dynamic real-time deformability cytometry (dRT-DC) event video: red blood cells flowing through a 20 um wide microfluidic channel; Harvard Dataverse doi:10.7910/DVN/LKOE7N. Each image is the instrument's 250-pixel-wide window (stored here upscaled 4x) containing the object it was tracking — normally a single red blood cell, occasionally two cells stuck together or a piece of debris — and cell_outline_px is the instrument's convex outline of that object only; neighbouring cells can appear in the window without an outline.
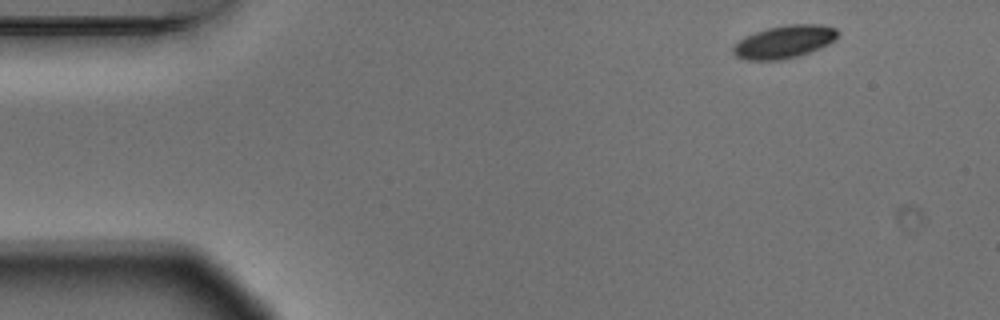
{"species": "Egyptian fruit bat (a non-hibernating species)", "species_latin": "Rousettus aegyptiacus", "temperature_condition": "warm", "stored_images_in_passage": 7, "camera_frame_rate_fps": 3000, "um_per_image_px": 0.085, "animal": {"sex": "male"}, "frame": {"image": 1, "passage_image": 1, "time_ms": 0.0, "image_size_px": [1000, 320], "cell_outline_px": [[840, 32], [836, 40], [820, 48], [800, 56], [784, 60], [744, 60], [736, 56], [732, 52], [732, 48], [744, 36], [768, 28], [788, 24], [820, 24], [836, 28]], "centroid_in_image_um": [66.69, 3.56], "position_along_channel_um": 18.3, "area_um2": 20.23}}
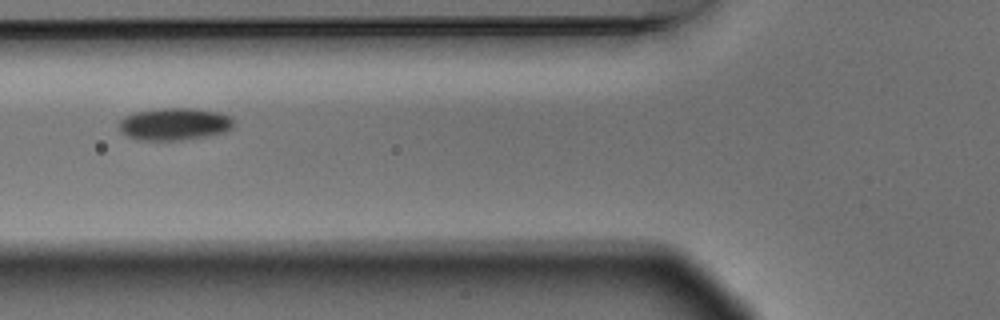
{"frame": {"image": 2, "passage_image": 5, "time_ms": 1.333, "image_size_px": [1000, 320], "cell_outline_px": [[232, 128], [224, 132], [208, 136], [176, 140], [140, 140], [128, 136], [120, 132], [120, 120], [124, 116], [132, 112], [160, 108], [192, 108], [220, 112], [228, 116], [232, 120]], "centroid_in_image_um": [14.79, 10.53], "position_along_channel_um": 111.0, "area_um2": 21.56}}
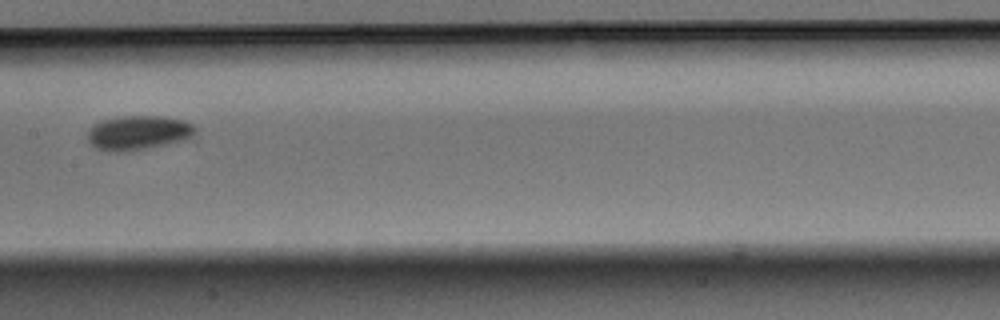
{"frame": {"image": 3, "passage_image": 7, "time_ms": 2.0, "image_size_px": [1000, 320], "cell_outline_px": [[196, 132], [192, 136], [168, 144], [120, 152], [112, 152], [96, 148], [88, 140], [88, 132], [92, 124], [100, 120], [116, 116], [164, 116], [184, 120], [192, 124], [196, 128]], "centroid_in_image_um": [11.72, 11.26], "position_along_channel_um": 195.7, "area_um2": 21.56}}